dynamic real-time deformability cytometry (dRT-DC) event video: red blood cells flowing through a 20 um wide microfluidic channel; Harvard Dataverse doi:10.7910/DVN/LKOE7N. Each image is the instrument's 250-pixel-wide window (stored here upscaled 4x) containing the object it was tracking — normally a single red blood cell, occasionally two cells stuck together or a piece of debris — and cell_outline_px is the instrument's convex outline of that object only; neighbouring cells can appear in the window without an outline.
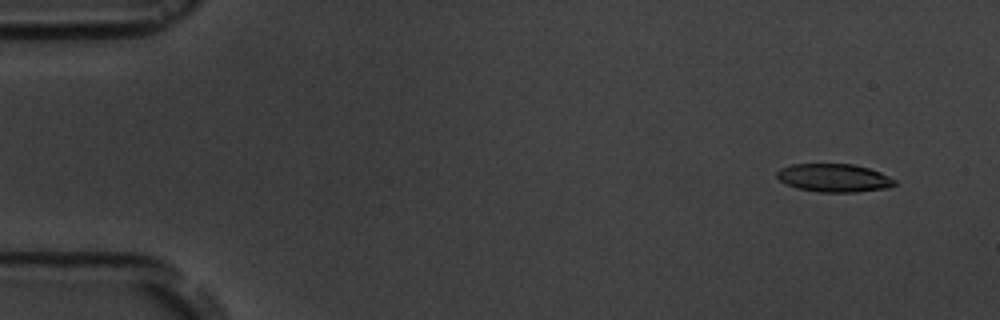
{"species": "common noctule bat (a hibernating species)", "species_latin": "Nyctalus noctula", "temperature_condition": "room temperature", "stored_images_in_passage": 6, "camera_frame_rate_fps": 3000, "um_per_image_px": 0.085, "animal": {"sex": "male", "body_mass_g": 19.5, "forearm_length_mm": 54.6}, "frame": {"image": 1, "passage_image": 1, "time_ms": 0.0, "image_size_px": [1000, 320], "cell_outline_px": [[896, 184], [888, 188], [856, 192], [820, 192], [796, 188], [784, 184], [776, 176], [776, 172], [780, 168], [792, 164], [852, 164], [868, 168], [880, 172], [896, 180]], "centroid_in_image_um": [70.86, 15.12], "position_along_channel_um": 14.1, "area_um2": 19.42}}
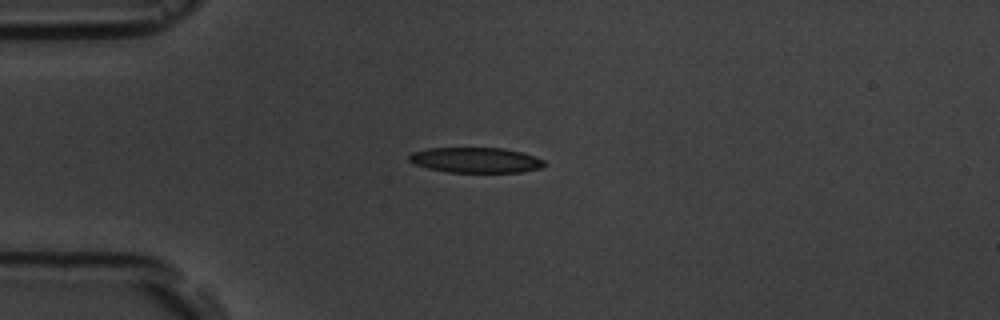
{"frame": {"image": 2, "passage_image": 4, "time_ms": 3.333, "image_size_px": [1000, 320], "cell_outline_px": [[548, 164], [544, 168], [524, 172], [448, 172], [428, 168], [416, 164], [408, 160], [408, 156], [412, 152], [428, 148], [500, 148], [520, 152], [544, 160]], "centroid_in_image_um": [40.47, 13.61], "position_along_channel_um": 44.5, "area_um2": 19.94}}
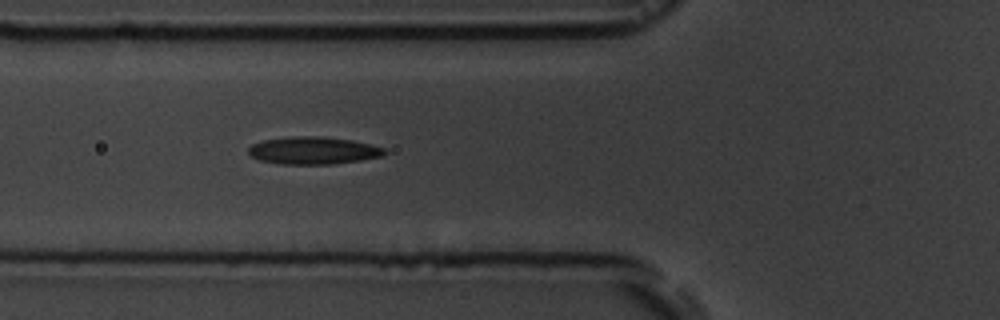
{"frame": {"image": 3, "passage_image": 6, "time_ms": 5.333, "image_size_px": [1000, 320], "cell_outline_px": [[388, 152], [380, 156], [360, 160], [332, 164], [280, 164], [260, 160], [252, 156], [248, 152], [248, 148], [252, 144], [264, 140], [292, 136], [320, 136], [352, 140], [384, 148]], "centroid_in_image_um": [26.61, 12.79], "position_along_channel_um": 99.2, "area_um2": 21.62}}